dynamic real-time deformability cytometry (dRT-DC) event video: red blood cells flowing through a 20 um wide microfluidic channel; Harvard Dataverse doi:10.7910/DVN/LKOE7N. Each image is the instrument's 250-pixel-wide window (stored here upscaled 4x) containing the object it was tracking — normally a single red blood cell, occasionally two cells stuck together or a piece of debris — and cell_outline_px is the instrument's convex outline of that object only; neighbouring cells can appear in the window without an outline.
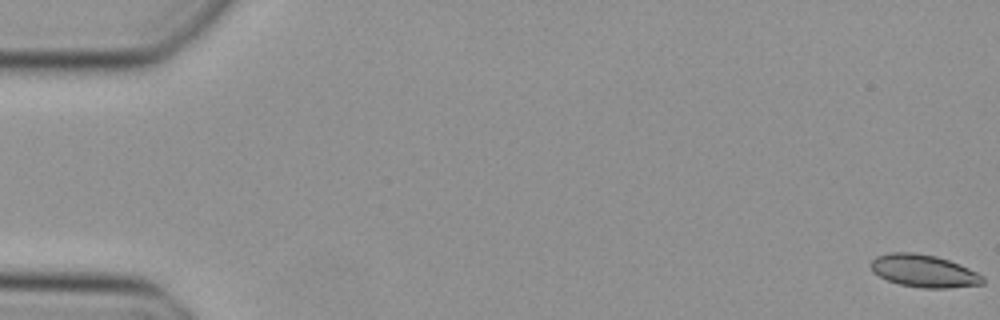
{"species": "Egyptian fruit bat (a non-hibernating species)", "species_latin": "Rousettus aegyptiacus", "temperature_condition": "cold", "stored_images_in_passage": 49, "camera_frame_rate_fps": 3000, "um_per_image_px": 0.085, "animal": {"sex": "female"}, "frame": {"image": 1, "passage_image": 1, "time_ms": 0.0, "image_size_px": [1000, 320], "cell_outline_px": [[984, 284], [948, 288], [924, 288], [900, 284], [888, 280], [872, 272], [872, 260], [876, 256], [892, 252], [916, 252], [936, 256], [960, 264], [984, 276]], "centroid_in_image_um": [78.55, 23.03], "position_along_channel_um": 6.5, "area_um2": 21.15}}
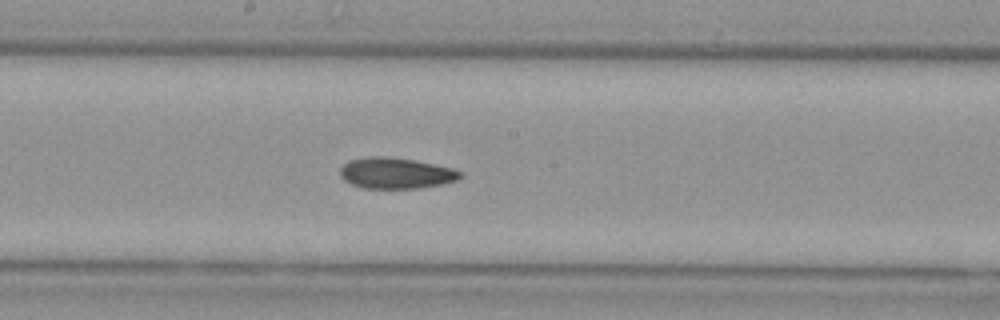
{"frame": {"image": 2, "passage_image": 27, "time_ms": 8.667, "image_size_px": [1000, 320], "cell_outline_px": [[464, 176], [456, 180], [440, 184], [416, 188], [364, 188], [352, 184], [344, 180], [340, 176], [340, 168], [348, 160], [368, 156], [388, 156], [412, 160], [452, 168], [464, 172]], "centroid_in_image_um": [33.63, 14.71], "position_along_channel_um": 214.6, "area_um2": 21.62}}
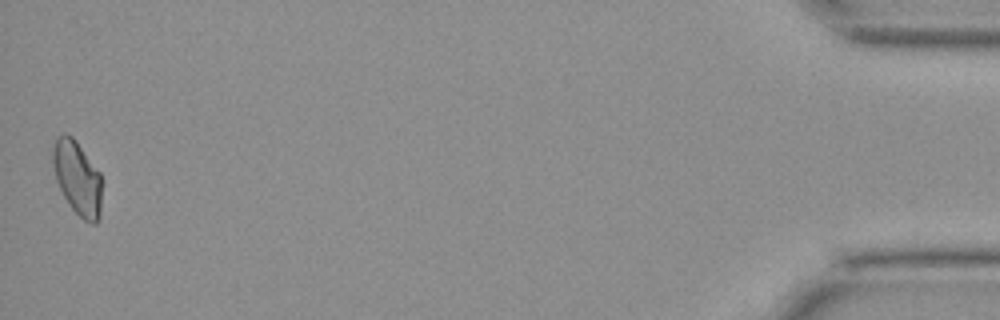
{"frame": {"image": 3, "passage_image": 49, "time_ms": 16.0, "image_size_px": [1000, 320], "cell_outline_px": [[100, 220], [96, 224], [92, 224], [84, 220], [68, 204], [56, 180], [52, 164], [52, 144], [56, 136], [64, 132], [72, 136], [100, 172]], "centroid_in_image_um": [6.54, 15.1], "position_along_channel_um": 428.7, "area_um2": 21.15}}